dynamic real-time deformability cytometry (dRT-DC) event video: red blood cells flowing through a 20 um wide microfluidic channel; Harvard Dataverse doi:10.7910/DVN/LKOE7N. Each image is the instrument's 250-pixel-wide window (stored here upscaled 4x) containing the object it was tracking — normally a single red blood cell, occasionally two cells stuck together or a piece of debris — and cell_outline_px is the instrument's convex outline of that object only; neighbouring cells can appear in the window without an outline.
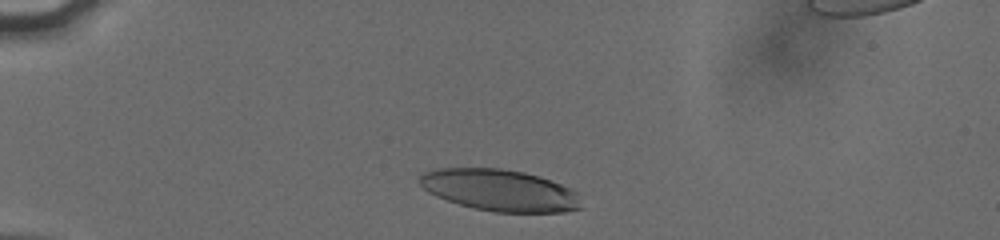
{"species": "human", "species_latin": "Homo sapiens", "temperature_condition": "cold", "stored_images_in_passage": 36, "camera_frame_rate_fps": 3000, "um_per_image_px": 0.085, "donor": {"sex": "male"}, "frame": {"image": 1, "passage_image": 4, "time_ms": 1.0, "image_size_px": [1000, 240], "cell_outline_px": [[580, 208], [564, 212], [496, 212], [476, 208], [460, 204], [436, 196], [428, 192], [420, 184], [420, 172], [436, 168], [500, 168], [524, 172], [540, 176], [572, 188], [576, 192]], "centroid_in_image_um": [42.45, 16.15], "position_along_channel_um": 42.5, "area_um2": 39.07}}
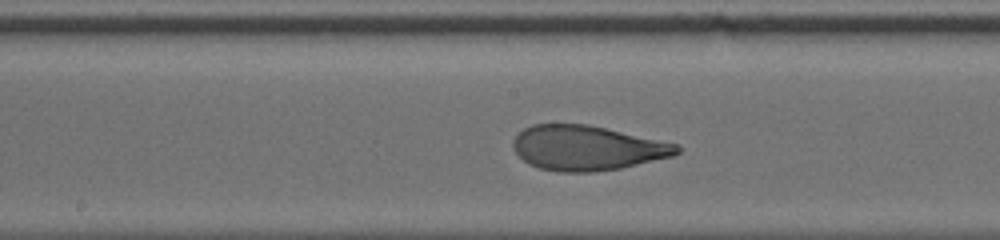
{"frame": {"image": 2, "passage_image": 20, "time_ms": 6.333, "image_size_px": [1000, 240], "cell_outline_px": [[680, 152], [672, 156], [620, 168], [596, 172], [556, 172], [540, 168], [528, 164], [516, 152], [512, 144], [512, 140], [524, 128], [532, 124], [588, 124], [680, 144]], "centroid_in_image_um": [49.9, 12.57], "position_along_channel_um": 198.3, "area_um2": 42.83}}
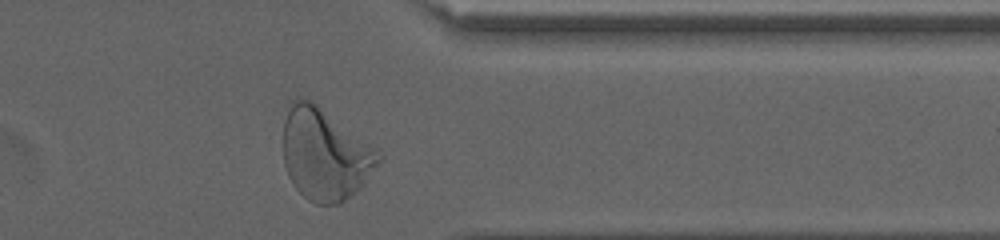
{"frame": {"image": 3, "passage_image": 35, "time_ms": 11.333, "image_size_px": [1000, 240], "cell_outline_px": [[384, 156], [364, 184], [360, 188], [340, 204], [316, 204], [308, 200], [292, 184], [288, 176], [284, 164], [284, 120], [292, 100], [296, 96], [300, 96], [312, 100]], "centroid_in_image_um": [27.6, 13.12], "position_along_channel_um": 383.8, "area_um2": 50.58}, "authors_computed_cell_mechanics": {"area_um2": 42.8876, "velocity_mm_per_s": 3.8076, "shape_relaxation_time_tau1_ms": 4.1873, "shape_relaxation_time_tau2_ms": 0.9152, "deformation_change_tau1": 0.2228, "deformation_change_tau2": 0.0808}}